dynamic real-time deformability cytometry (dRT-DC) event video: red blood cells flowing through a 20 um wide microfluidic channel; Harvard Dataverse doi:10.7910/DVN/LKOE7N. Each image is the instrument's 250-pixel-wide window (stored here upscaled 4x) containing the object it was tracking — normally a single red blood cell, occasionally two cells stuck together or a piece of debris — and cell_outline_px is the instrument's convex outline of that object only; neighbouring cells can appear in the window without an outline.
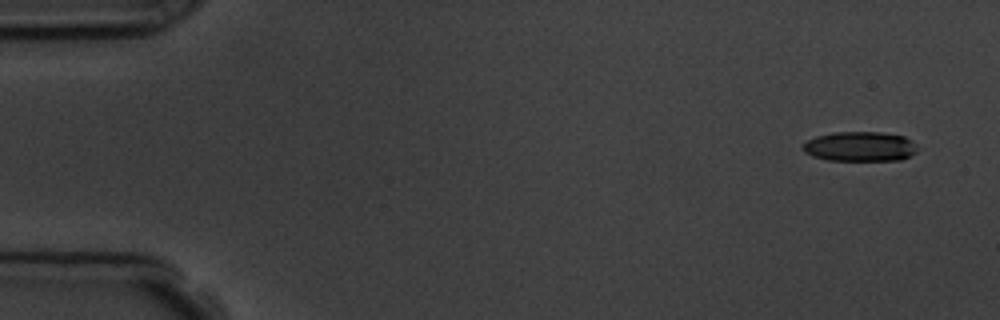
{"species": "common noctule bat (a hibernating species)", "species_latin": "Nyctalus noctula", "temperature_condition": "room temperature", "stored_images_in_passage": 9, "camera_frame_rate_fps": 3000, "um_per_image_px": 0.085, "animal": {"sex": "male", "body_mass_g": 19.5, "forearm_length_mm": 54.6}, "frame": {"image": 1, "passage_image": 1, "time_ms": 0.0, "image_size_px": [1000, 320], "cell_outline_px": [[916, 152], [900, 160], [828, 160], [812, 156], [804, 152], [804, 144], [808, 140], [816, 136], [836, 132], [880, 132], [904, 136], [912, 140], [916, 144]], "centroid_in_image_um": [73.11, 12.45], "position_along_channel_um": 11.9, "area_um2": 19.71}}
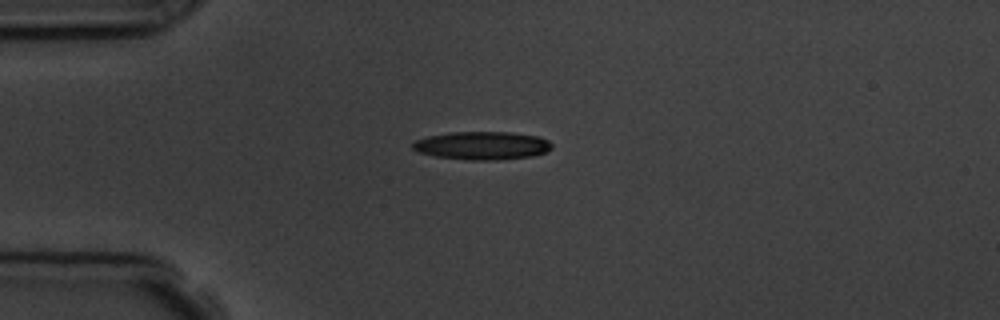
{"frame": {"image": 2, "passage_image": 4, "time_ms": 3.667, "image_size_px": [1000, 320], "cell_outline_px": [[552, 148], [544, 152], [532, 156], [492, 160], [472, 160], [436, 156], [420, 152], [412, 148], [412, 144], [416, 140], [428, 136], [452, 132], [512, 132], [540, 136], [548, 140], [552, 144]], "centroid_in_image_um": [41.01, 12.36], "position_along_channel_um": 44.0, "area_um2": 22.66}}